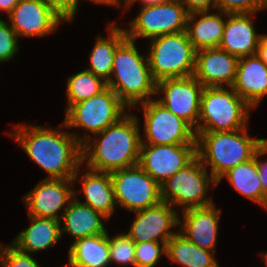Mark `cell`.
<instances>
[{"mask_svg": "<svg viewBox=\"0 0 267 267\" xmlns=\"http://www.w3.org/2000/svg\"><path fill=\"white\" fill-rule=\"evenodd\" d=\"M9 135L46 171V179H73L82 165V145L69 131L18 124Z\"/></svg>", "mask_w": 267, "mask_h": 267, "instance_id": "6da1fadb", "label": "cell"}, {"mask_svg": "<svg viewBox=\"0 0 267 267\" xmlns=\"http://www.w3.org/2000/svg\"><path fill=\"white\" fill-rule=\"evenodd\" d=\"M137 118L127 113L94 136L80 137L72 132L82 145V164L86 161V168L105 173L137 165L142 139ZM97 136L99 138L94 139Z\"/></svg>", "mask_w": 267, "mask_h": 267, "instance_id": "7a4b0ae2", "label": "cell"}, {"mask_svg": "<svg viewBox=\"0 0 267 267\" xmlns=\"http://www.w3.org/2000/svg\"><path fill=\"white\" fill-rule=\"evenodd\" d=\"M106 83L128 109L156 95L157 82L152 76L147 55H140L135 41L129 38L116 48L112 74Z\"/></svg>", "mask_w": 267, "mask_h": 267, "instance_id": "3957f363", "label": "cell"}, {"mask_svg": "<svg viewBox=\"0 0 267 267\" xmlns=\"http://www.w3.org/2000/svg\"><path fill=\"white\" fill-rule=\"evenodd\" d=\"M248 127L234 131L195 132L196 156L218 181L221 176L240 163L250 160L267 140L249 136Z\"/></svg>", "mask_w": 267, "mask_h": 267, "instance_id": "277c9868", "label": "cell"}, {"mask_svg": "<svg viewBox=\"0 0 267 267\" xmlns=\"http://www.w3.org/2000/svg\"><path fill=\"white\" fill-rule=\"evenodd\" d=\"M251 109L232 87H204L196 132L234 131L248 127Z\"/></svg>", "mask_w": 267, "mask_h": 267, "instance_id": "5b68a950", "label": "cell"}, {"mask_svg": "<svg viewBox=\"0 0 267 267\" xmlns=\"http://www.w3.org/2000/svg\"><path fill=\"white\" fill-rule=\"evenodd\" d=\"M146 55L156 82L193 75L196 50L186 31L151 39Z\"/></svg>", "mask_w": 267, "mask_h": 267, "instance_id": "8992f818", "label": "cell"}, {"mask_svg": "<svg viewBox=\"0 0 267 267\" xmlns=\"http://www.w3.org/2000/svg\"><path fill=\"white\" fill-rule=\"evenodd\" d=\"M209 174L196 156L183 169L160 185L161 201L173 208L180 206L182 211L213 204L212 198L207 195L210 185L216 187L217 181Z\"/></svg>", "mask_w": 267, "mask_h": 267, "instance_id": "52a82bcc", "label": "cell"}, {"mask_svg": "<svg viewBox=\"0 0 267 267\" xmlns=\"http://www.w3.org/2000/svg\"><path fill=\"white\" fill-rule=\"evenodd\" d=\"M127 108L118 95L107 86L99 94L72 104L65 110V118L60 127L83 128L94 136L119 121L127 114L124 112Z\"/></svg>", "mask_w": 267, "mask_h": 267, "instance_id": "ba28073f", "label": "cell"}, {"mask_svg": "<svg viewBox=\"0 0 267 267\" xmlns=\"http://www.w3.org/2000/svg\"><path fill=\"white\" fill-rule=\"evenodd\" d=\"M188 12L179 0L142 7L131 21L129 28H124L126 37L153 38L186 31Z\"/></svg>", "mask_w": 267, "mask_h": 267, "instance_id": "9c48e42d", "label": "cell"}, {"mask_svg": "<svg viewBox=\"0 0 267 267\" xmlns=\"http://www.w3.org/2000/svg\"><path fill=\"white\" fill-rule=\"evenodd\" d=\"M140 104L144 113L145 131V140L141 139V144H196L194 129L157 99H150Z\"/></svg>", "mask_w": 267, "mask_h": 267, "instance_id": "30bf717a", "label": "cell"}, {"mask_svg": "<svg viewBox=\"0 0 267 267\" xmlns=\"http://www.w3.org/2000/svg\"><path fill=\"white\" fill-rule=\"evenodd\" d=\"M116 205L135 212L161 202L160 185L138 164L110 173Z\"/></svg>", "mask_w": 267, "mask_h": 267, "instance_id": "8fae6325", "label": "cell"}, {"mask_svg": "<svg viewBox=\"0 0 267 267\" xmlns=\"http://www.w3.org/2000/svg\"><path fill=\"white\" fill-rule=\"evenodd\" d=\"M7 17L18 38L46 36L73 21L49 0H20Z\"/></svg>", "mask_w": 267, "mask_h": 267, "instance_id": "7c38bea8", "label": "cell"}, {"mask_svg": "<svg viewBox=\"0 0 267 267\" xmlns=\"http://www.w3.org/2000/svg\"><path fill=\"white\" fill-rule=\"evenodd\" d=\"M204 85L193 75L157 82V99L169 111L187 122L196 132L200 117V99Z\"/></svg>", "mask_w": 267, "mask_h": 267, "instance_id": "4fadbf2b", "label": "cell"}, {"mask_svg": "<svg viewBox=\"0 0 267 267\" xmlns=\"http://www.w3.org/2000/svg\"><path fill=\"white\" fill-rule=\"evenodd\" d=\"M196 157V144H141L138 165L159 185Z\"/></svg>", "mask_w": 267, "mask_h": 267, "instance_id": "5bb4252c", "label": "cell"}, {"mask_svg": "<svg viewBox=\"0 0 267 267\" xmlns=\"http://www.w3.org/2000/svg\"><path fill=\"white\" fill-rule=\"evenodd\" d=\"M134 213V221L126 233L135 243L156 241L166 244L176 234L170 229L179 225V215L170 204L161 201Z\"/></svg>", "mask_w": 267, "mask_h": 267, "instance_id": "9a60e30c", "label": "cell"}, {"mask_svg": "<svg viewBox=\"0 0 267 267\" xmlns=\"http://www.w3.org/2000/svg\"><path fill=\"white\" fill-rule=\"evenodd\" d=\"M73 179H43L23 200L27 212L34 217L60 220L59 210L74 198Z\"/></svg>", "mask_w": 267, "mask_h": 267, "instance_id": "2e32d148", "label": "cell"}, {"mask_svg": "<svg viewBox=\"0 0 267 267\" xmlns=\"http://www.w3.org/2000/svg\"><path fill=\"white\" fill-rule=\"evenodd\" d=\"M238 58L220 48L196 51L193 76L204 87H231L237 71Z\"/></svg>", "mask_w": 267, "mask_h": 267, "instance_id": "e0dca14e", "label": "cell"}, {"mask_svg": "<svg viewBox=\"0 0 267 267\" xmlns=\"http://www.w3.org/2000/svg\"><path fill=\"white\" fill-rule=\"evenodd\" d=\"M220 214L221 210L216 209L214 203L182 211L179 233L199 248L215 252Z\"/></svg>", "mask_w": 267, "mask_h": 267, "instance_id": "ac0fdd59", "label": "cell"}, {"mask_svg": "<svg viewBox=\"0 0 267 267\" xmlns=\"http://www.w3.org/2000/svg\"><path fill=\"white\" fill-rule=\"evenodd\" d=\"M252 16V13L227 14L223 36L218 48L238 59L257 54L262 34L255 31L254 23L251 20Z\"/></svg>", "mask_w": 267, "mask_h": 267, "instance_id": "d6986e66", "label": "cell"}, {"mask_svg": "<svg viewBox=\"0 0 267 267\" xmlns=\"http://www.w3.org/2000/svg\"><path fill=\"white\" fill-rule=\"evenodd\" d=\"M231 87L255 109L267 95V65L257 54L239 58Z\"/></svg>", "mask_w": 267, "mask_h": 267, "instance_id": "ffe728a7", "label": "cell"}, {"mask_svg": "<svg viewBox=\"0 0 267 267\" xmlns=\"http://www.w3.org/2000/svg\"><path fill=\"white\" fill-rule=\"evenodd\" d=\"M77 194L78 191H74V198L63 208L60 219V223H62L60 225L63 226H61V234L65 232L76 241L88 236L106 233L107 229H105L102 221L109 219L89 205L80 202L76 197Z\"/></svg>", "mask_w": 267, "mask_h": 267, "instance_id": "44dd1931", "label": "cell"}, {"mask_svg": "<svg viewBox=\"0 0 267 267\" xmlns=\"http://www.w3.org/2000/svg\"><path fill=\"white\" fill-rule=\"evenodd\" d=\"M80 167L76 174L73 176L75 182L80 179L82 187L80 190L84 197L86 205L92 209L102 213L105 217L110 219L115 211V195L110 173L97 172L86 169L85 174L79 177Z\"/></svg>", "mask_w": 267, "mask_h": 267, "instance_id": "7402d4cb", "label": "cell"}, {"mask_svg": "<svg viewBox=\"0 0 267 267\" xmlns=\"http://www.w3.org/2000/svg\"><path fill=\"white\" fill-rule=\"evenodd\" d=\"M31 225L11 242L19 251L34 254L54 246L62 238L60 220L29 215Z\"/></svg>", "mask_w": 267, "mask_h": 267, "instance_id": "603a6c76", "label": "cell"}, {"mask_svg": "<svg viewBox=\"0 0 267 267\" xmlns=\"http://www.w3.org/2000/svg\"><path fill=\"white\" fill-rule=\"evenodd\" d=\"M210 11L188 14L186 33L194 49L218 48L223 36L227 13ZM201 16L198 20L197 17Z\"/></svg>", "mask_w": 267, "mask_h": 267, "instance_id": "cb8c5ba5", "label": "cell"}, {"mask_svg": "<svg viewBox=\"0 0 267 267\" xmlns=\"http://www.w3.org/2000/svg\"><path fill=\"white\" fill-rule=\"evenodd\" d=\"M108 232L73 241L68 251L69 267H107L111 264Z\"/></svg>", "mask_w": 267, "mask_h": 267, "instance_id": "d4e9b609", "label": "cell"}, {"mask_svg": "<svg viewBox=\"0 0 267 267\" xmlns=\"http://www.w3.org/2000/svg\"><path fill=\"white\" fill-rule=\"evenodd\" d=\"M107 27L109 37H97L93 50L89 54L90 67L86 68L106 82L112 74L116 48L127 38L125 29L120 28L116 24L109 23Z\"/></svg>", "mask_w": 267, "mask_h": 267, "instance_id": "484cf974", "label": "cell"}, {"mask_svg": "<svg viewBox=\"0 0 267 267\" xmlns=\"http://www.w3.org/2000/svg\"><path fill=\"white\" fill-rule=\"evenodd\" d=\"M224 177H227L230 184L239 194L267 209V198L265 197L254 156L224 173L217 181V185Z\"/></svg>", "mask_w": 267, "mask_h": 267, "instance_id": "4316f807", "label": "cell"}, {"mask_svg": "<svg viewBox=\"0 0 267 267\" xmlns=\"http://www.w3.org/2000/svg\"><path fill=\"white\" fill-rule=\"evenodd\" d=\"M213 255L214 252L199 248L178 232L166 243V257L171 264L177 262L184 267H219Z\"/></svg>", "mask_w": 267, "mask_h": 267, "instance_id": "83f0119b", "label": "cell"}, {"mask_svg": "<svg viewBox=\"0 0 267 267\" xmlns=\"http://www.w3.org/2000/svg\"><path fill=\"white\" fill-rule=\"evenodd\" d=\"M67 110L72 104L87 100L107 87L106 81L85 69L67 79Z\"/></svg>", "mask_w": 267, "mask_h": 267, "instance_id": "f1b7e54d", "label": "cell"}, {"mask_svg": "<svg viewBox=\"0 0 267 267\" xmlns=\"http://www.w3.org/2000/svg\"><path fill=\"white\" fill-rule=\"evenodd\" d=\"M108 239L110 262L119 266L131 265L136 267L135 242L130 236L123 232L111 238L108 234Z\"/></svg>", "mask_w": 267, "mask_h": 267, "instance_id": "f546056e", "label": "cell"}, {"mask_svg": "<svg viewBox=\"0 0 267 267\" xmlns=\"http://www.w3.org/2000/svg\"><path fill=\"white\" fill-rule=\"evenodd\" d=\"M166 255V244L150 241L135 243L136 267H154L161 255Z\"/></svg>", "mask_w": 267, "mask_h": 267, "instance_id": "4dcf8cb0", "label": "cell"}, {"mask_svg": "<svg viewBox=\"0 0 267 267\" xmlns=\"http://www.w3.org/2000/svg\"><path fill=\"white\" fill-rule=\"evenodd\" d=\"M267 0H215V10L227 14L252 13L266 9Z\"/></svg>", "mask_w": 267, "mask_h": 267, "instance_id": "1f68e13d", "label": "cell"}, {"mask_svg": "<svg viewBox=\"0 0 267 267\" xmlns=\"http://www.w3.org/2000/svg\"><path fill=\"white\" fill-rule=\"evenodd\" d=\"M1 267H40L31 254L19 251L12 244L2 246L0 243Z\"/></svg>", "mask_w": 267, "mask_h": 267, "instance_id": "d6a6232c", "label": "cell"}, {"mask_svg": "<svg viewBox=\"0 0 267 267\" xmlns=\"http://www.w3.org/2000/svg\"><path fill=\"white\" fill-rule=\"evenodd\" d=\"M18 36L8 21L0 18V63L13 59L18 51Z\"/></svg>", "mask_w": 267, "mask_h": 267, "instance_id": "836d02e7", "label": "cell"}, {"mask_svg": "<svg viewBox=\"0 0 267 267\" xmlns=\"http://www.w3.org/2000/svg\"><path fill=\"white\" fill-rule=\"evenodd\" d=\"M267 153V140L255 151L254 157L258 166L260 174V180L265 191V197L267 198V161L259 160V156H263Z\"/></svg>", "mask_w": 267, "mask_h": 267, "instance_id": "e575fe53", "label": "cell"}, {"mask_svg": "<svg viewBox=\"0 0 267 267\" xmlns=\"http://www.w3.org/2000/svg\"><path fill=\"white\" fill-rule=\"evenodd\" d=\"M188 13L210 11L215 9V0H179Z\"/></svg>", "mask_w": 267, "mask_h": 267, "instance_id": "d590c367", "label": "cell"}, {"mask_svg": "<svg viewBox=\"0 0 267 267\" xmlns=\"http://www.w3.org/2000/svg\"><path fill=\"white\" fill-rule=\"evenodd\" d=\"M54 3L71 20L74 19L78 11L79 0H49Z\"/></svg>", "mask_w": 267, "mask_h": 267, "instance_id": "8d00e7d4", "label": "cell"}, {"mask_svg": "<svg viewBox=\"0 0 267 267\" xmlns=\"http://www.w3.org/2000/svg\"><path fill=\"white\" fill-rule=\"evenodd\" d=\"M257 55L267 65V35L262 34L257 48Z\"/></svg>", "mask_w": 267, "mask_h": 267, "instance_id": "74e56055", "label": "cell"}, {"mask_svg": "<svg viewBox=\"0 0 267 267\" xmlns=\"http://www.w3.org/2000/svg\"><path fill=\"white\" fill-rule=\"evenodd\" d=\"M136 1L140 2V4H142V7H145V6H152V5L167 3V2H170L171 0H127L126 6L124 7L129 8V6H131Z\"/></svg>", "mask_w": 267, "mask_h": 267, "instance_id": "f35d334b", "label": "cell"}, {"mask_svg": "<svg viewBox=\"0 0 267 267\" xmlns=\"http://www.w3.org/2000/svg\"><path fill=\"white\" fill-rule=\"evenodd\" d=\"M19 1L20 0H0V12L4 11L8 16Z\"/></svg>", "mask_w": 267, "mask_h": 267, "instance_id": "ab89813d", "label": "cell"}, {"mask_svg": "<svg viewBox=\"0 0 267 267\" xmlns=\"http://www.w3.org/2000/svg\"><path fill=\"white\" fill-rule=\"evenodd\" d=\"M87 1H92L93 3H98V4H105L109 6H121V2L125 4L126 6V1L127 0H87Z\"/></svg>", "mask_w": 267, "mask_h": 267, "instance_id": "60d3db41", "label": "cell"}, {"mask_svg": "<svg viewBox=\"0 0 267 267\" xmlns=\"http://www.w3.org/2000/svg\"><path fill=\"white\" fill-rule=\"evenodd\" d=\"M263 254H261L262 256V260L264 261V263H265V265H266V267H267V252L266 253H264V252H262Z\"/></svg>", "mask_w": 267, "mask_h": 267, "instance_id": "b9f144b4", "label": "cell"}]
</instances>
